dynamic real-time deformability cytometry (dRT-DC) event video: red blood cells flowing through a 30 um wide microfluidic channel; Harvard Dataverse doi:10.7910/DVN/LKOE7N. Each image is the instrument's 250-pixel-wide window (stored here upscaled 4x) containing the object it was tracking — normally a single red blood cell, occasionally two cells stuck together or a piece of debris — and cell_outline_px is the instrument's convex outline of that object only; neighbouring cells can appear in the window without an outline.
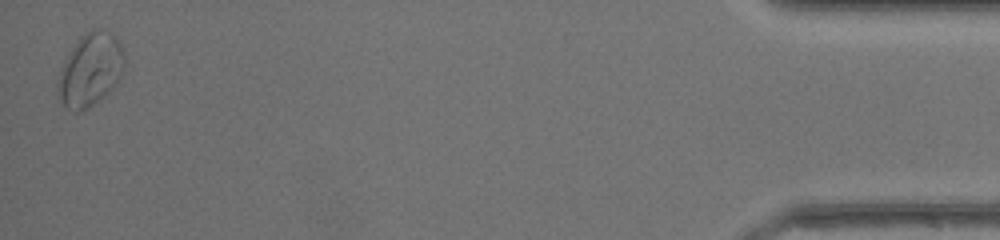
{"species": "common noctule bat (a hibernating species)", "species_latin": "Nyctalus noctula", "temperature_condition": "warm", "stored_images_in_passage": 39, "segment_of_instrument_passage": [2, 2], "camera_frame_rate_fps": 3000, "um_per_image_px": 0.085, "animal": {"sex": "female", "body_mass_g": 17.0, "forearm_length_mm": 48.0}, "frame": {"image": 1, "passage_image": 39, "time_ms": 12.667, "image_size_px": [1000, 240], "cell_outline_px": [[124, 72], [116, 84], [104, 96], [88, 108], [80, 112], [72, 112], [64, 108], [56, 92], [56, 80], [68, 52], [84, 32], [92, 28], [96, 28], [108, 32], [116, 36], [120, 40], [124, 52]], "centroid_in_image_um": [7.66, 5.94], "position_along_channel_um": 427.5, "area_um2": 28.96}}